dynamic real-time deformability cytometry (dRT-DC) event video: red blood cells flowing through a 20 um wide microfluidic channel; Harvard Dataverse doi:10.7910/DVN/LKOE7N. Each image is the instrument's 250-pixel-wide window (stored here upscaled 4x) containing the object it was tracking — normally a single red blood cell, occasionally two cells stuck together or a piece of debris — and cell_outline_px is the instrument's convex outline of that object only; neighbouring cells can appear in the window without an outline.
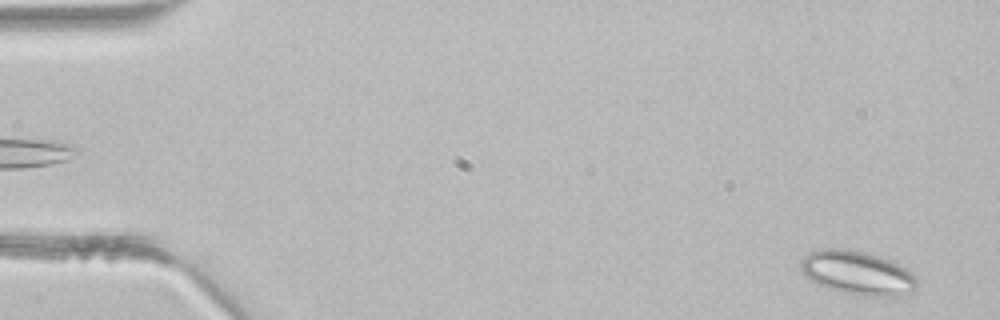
{"species": "common noctule bat (a hibernating species)", "species_latin": "Nyctalus noctula", "temperature_condition": "room temperature", "stored_images_in_passage": 4, "camera_frame_rate_fps": 3000, "um_per_image_px": 0.085, "animal": {"sex": "male", "body_mass_g": 21.5, "forearm_length_mm": 52.0}, "frame": {"image": 1, "passage_image": 4, "time_ms": 1.0, "image_size_px": [1000, 320], "cell_outline_px": [[916, 288], [912, 296], [892, 300], [864, 296], [844, 292], [828, 288], [808, 280], [800, 272], [800, 264], [804, 256], [808, 252], [820, 248], [852, 248], [868, 252], [908, 268], [916, 276]], "centroid_in_image_um": [72.95, 23.23], "position_along_channel_um": 12.0, "area_um2": 31.15}}